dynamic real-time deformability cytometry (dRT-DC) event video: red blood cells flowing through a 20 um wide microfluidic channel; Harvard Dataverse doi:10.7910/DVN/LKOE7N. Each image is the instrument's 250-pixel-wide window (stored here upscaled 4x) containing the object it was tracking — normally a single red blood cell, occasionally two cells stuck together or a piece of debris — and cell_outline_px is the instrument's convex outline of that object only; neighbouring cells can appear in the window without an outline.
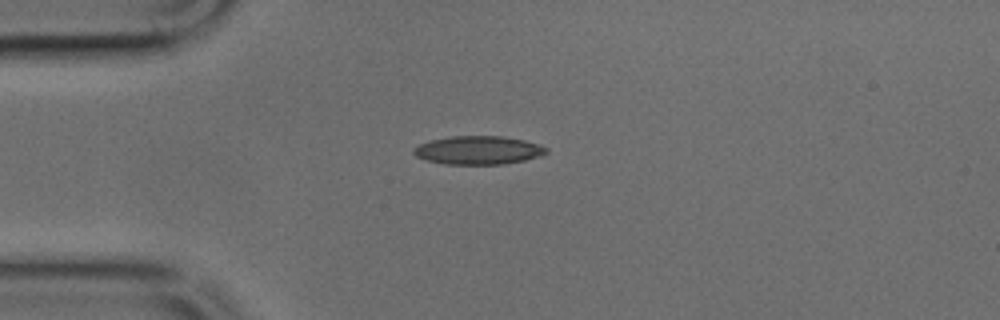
{"species": "common noctule bat (a hibernating species)", "species_latin": "Nyctalus noctula", "temperature_condition": "cold", "stored_images_in_passage": 20, "camera_frame_rate_fps": 3000, "um_per_image_px": 0.085, "animal": {"sex": "male", "body_mass_g": 17.9, "forearm_length_mm": 54.2}, "frame": {"image": 1, "passage_image": 11, "time_ms": 3.333, "image_size_px": [1000, 320], "cell_outline_px": [[548, 152], [540, 156], [524, 160], [500, 164], [444, 164], [428, 160], [416, 156], [412, 152], [412, 148], [420, 144], [432, 140], [448, 136], [500, 136], [524, 140], [540, 144], [548, 148]], "centroid_in_image_um": [40.66, 12.76], "position_along_channel_um": 44.3, "area_um2": 21.91}}
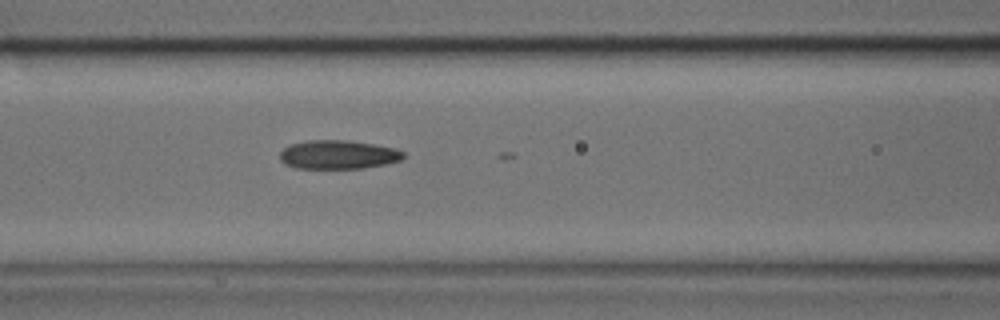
{"frame": {"image": 2, "passage_image": 19, "time_ms": 6.0, "image_size_px": [1000, 320], "cell_outline_px": [[404, 156], [400, 160], [384, 164], [364, 168], [296, 168], [284, 164], [280, 160], [280, 152], [284, 148], [292, 144], [308, 140], [348, 140], [396, 148], [404, 152]], "centroid_in_image_um": [28.73, 13.14], "position_along_channel_um": 137.9, "area_um2": 20.63}}